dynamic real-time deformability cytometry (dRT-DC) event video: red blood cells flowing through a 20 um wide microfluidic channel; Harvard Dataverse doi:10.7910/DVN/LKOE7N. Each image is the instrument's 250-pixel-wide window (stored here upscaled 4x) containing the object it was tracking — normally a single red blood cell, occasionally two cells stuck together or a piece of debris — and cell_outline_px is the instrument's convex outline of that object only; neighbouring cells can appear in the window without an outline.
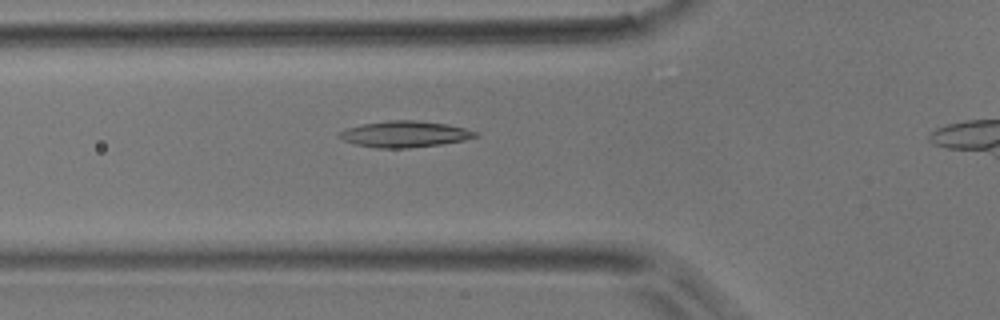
{"species": "common noctule bat (a hibernating species)", "species_latin": "Nyctalus noctula", "temperature_condition": "room temperature", "stored_images_in_passage": 31, "camera_frame_rate_fps": 3000, "um_per_image_px": 0.085, "animal": {"sex": "male", "body_mass_g": 17.9}, "frame": {"image": 1, "passage_image": 9, "time_ms": 2.667, "image_size_px": [1000, 320], "cell_outline_px": [[480, 136], [464, 140], [440, 144], [408, 148], [376, 148], [356, 144], [344, 140], [336, 136], [336, 132], [344, 128], [364, 124], [388, 120], [416, 120], [448, 124], [464, 128], [476, 132]], "centroid_in_image_um": [34.36, 11.39], "position_along_channel_um": 91.4, "area_um2": 20.87}}
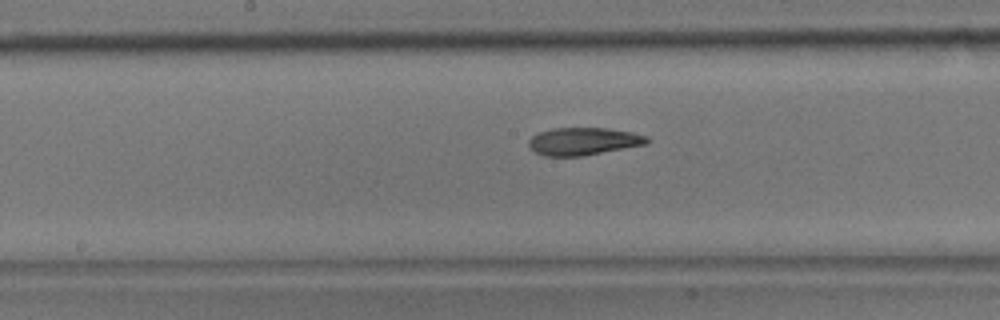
{"frame": {"image": 2, "passage_image": 17, "time_ms": 5.333, "image_size_px": [1000, 320], "cell_outline_px": [[652, 140], [648, 144], [584, 156], [544, 156], [536, 152], [528, 144], [528, 140], [536, 132], [552, 128], [608, 128], [632, 132], [648, 136]], "centroid_in_image_um": [49.63, 12.01], "position_along_channel_um": 198.6, "area_um2": 19.31}}
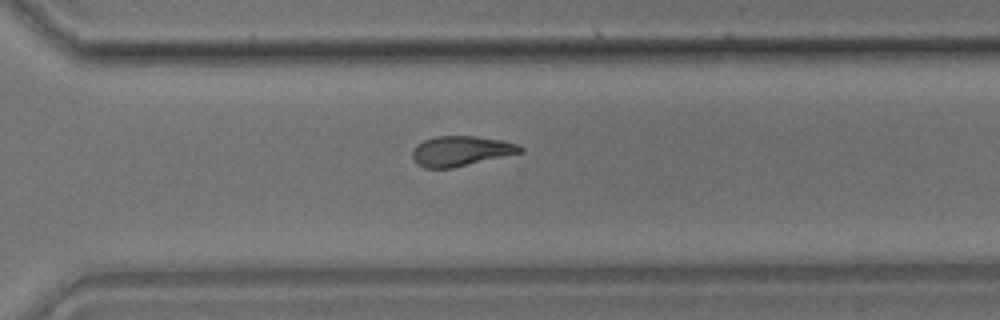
{"frame": {"image": 3, "passage_image": 27, "time_ms": 8.667, "image_size_px": [1000, 320], "cell_outline_px": [[524, 152], [452, 168], [424, 168], [416, 164], [412, 156], [412, 152], [416, 144], [424, 140], [436, 136], [476, 136], [500, 140], [516, 144], [524, 148]], "centroid_in_image_um": [39.15, 12.84], "position_along_channel_um": 331.4, "area_um2": 18.9}}